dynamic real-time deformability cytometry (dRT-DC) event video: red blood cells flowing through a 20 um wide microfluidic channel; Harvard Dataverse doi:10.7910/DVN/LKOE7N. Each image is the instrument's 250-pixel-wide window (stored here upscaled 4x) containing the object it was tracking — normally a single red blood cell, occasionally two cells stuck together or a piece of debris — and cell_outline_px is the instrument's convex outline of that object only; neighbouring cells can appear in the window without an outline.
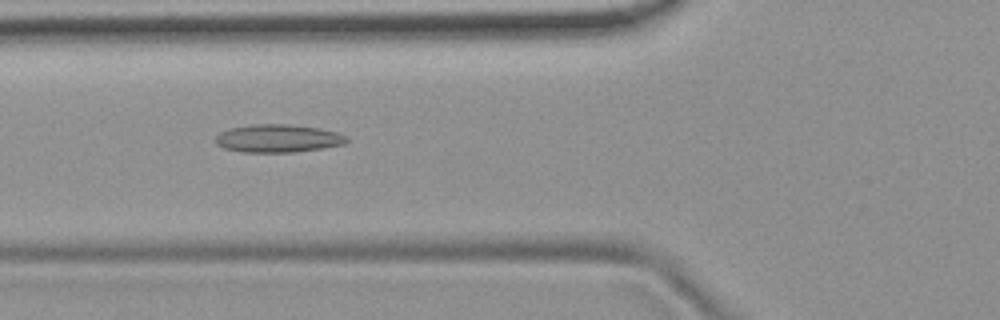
{"species": "common noctule bat (a hibernating species)", "species_latin": "Nyctalus noctula", "temperature_condition": "room temperature", "stored_images_in_passage": 6, "camera_frame_rate_fps": 3000, "um_per_image_px": 0.085, "animal": {"sex": "female", "body_mass_g": 19.9}, "frame": {"image": 1, "passage_image": 5, "time_ms": 1.333, "image_size_px": [1000, 320], "cell_outline_px": [[348, 140], [344, 144], [320, 148], [292, 152], [244, 152], [224, 148], [216, 144], [216, 136], [220, 132], [232, 128], [252, 124], [288, 124], [320, 128], [336, 132], [348, 136]], "centroid_in_image_um": [23.63, 11.76], "position_along_channel_um": 102.2, "area_um2": 21.21}}
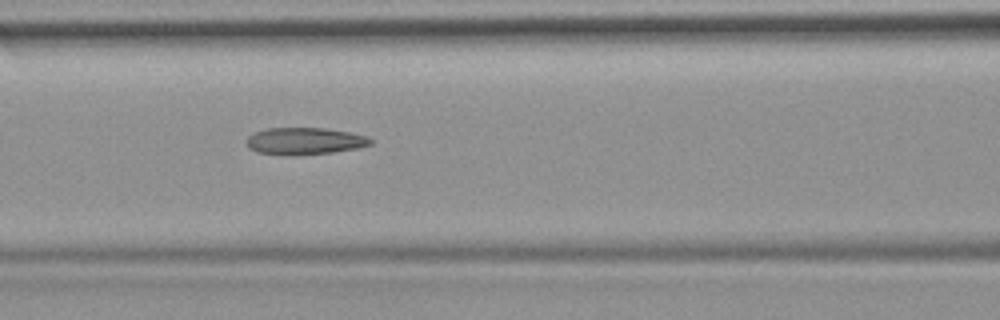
{"frame": {"image": 2, "passage_image": 6, "time_ms": 1.667, "image_size_px": [1000, 320], "cell_outline_px": [[372, 144], [360, 148], [332, 152], [284, 156], [256, 152], [248, 148], [244, 140], [248, 136], [256, 132], [268, 128], [324, 128], [348, 132], [368, 136], [372, 140]], "centroid_in_image_um": [25.86, 12.0], "position_along_channel_um": 140.7, "area_um2": 19.71}}